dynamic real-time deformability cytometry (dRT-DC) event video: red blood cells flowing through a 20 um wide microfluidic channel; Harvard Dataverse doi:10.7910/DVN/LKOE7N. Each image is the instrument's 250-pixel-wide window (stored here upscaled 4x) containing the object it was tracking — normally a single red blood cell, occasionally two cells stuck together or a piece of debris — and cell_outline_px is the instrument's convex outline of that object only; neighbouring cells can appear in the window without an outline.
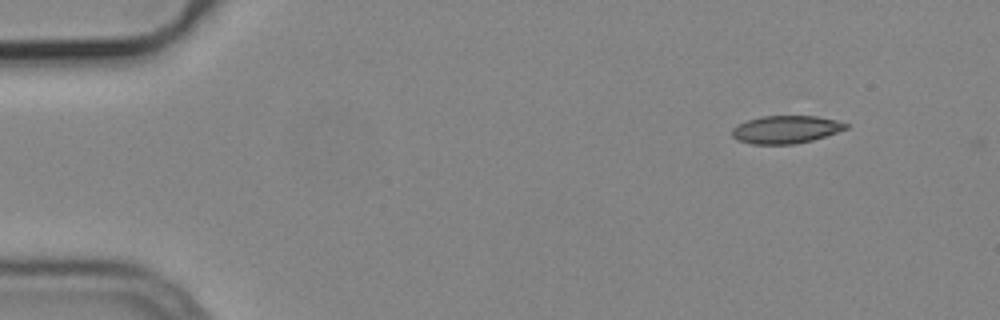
{"species": "common noctule bat (a hibernating species)", "species_latin": "Nyctalus noctula", "temperature_condition": "cold", "stored_images_in_passage": 49, "camera_frame_rate_fps": 3000, "um_per_image_px": 0.085, "animal": {"sex": "male", "body_mass_g": 19.2, "forearm_length_mm": 51.8}, "frame": {"image": 1, "passage_image": 1, "time_ms": 0.0, "image_size_px": [1000, 320], "cell_outline_px": [[848, 128], [812, 140], [792, 144], [752, 144], [740, 140], [732, 136], [732, 128], [736, 124], [760, 116], [816, 116], [836, 120], [848, 124]], "centroid_in_image_um": [66.77, 11.0], "position_along_channel_um": 18.2, "area_um2": 18.26}}
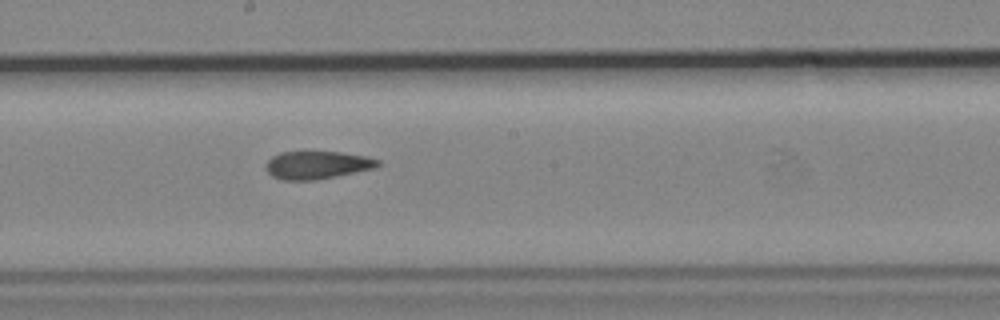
{"frame": {"image": 2, "passage_image": 25, "time_ms": 8.0, "image_size_px": [1000, 320], "cell_outline_px": [[380, 164], [376, 168], [316, 180], [280, 180], [272, 176], [264, 168], [264, 164], [272, 156], [280, 152], [340, 152], [368, 156], [380, 160]], "centroid_in_image_um": [26.95, 14.03], "position_along_channel_um": 221.3, "area_um2": 18.38}}
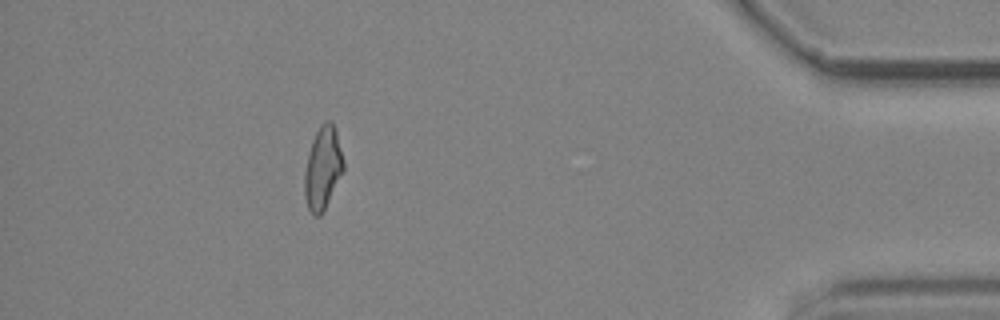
{"frame": {"image": 3, "passage_image": 44, "time_ms": 14.333, "image_size_px": [1000, 320], "cell_outline_px": [[344, 168], [320, 216], [312, 216], [308, 208], [304, 196], [304, 172], [308, 152], [312, 140], [320, 124], [324, 120], [332, 120], [336, 128], [344, 160]], "centroid_in_image_um": [27.42, 14.22], "position_along_channel_um": 407.8, "area_um2": 18.84}, "authors_computed_cell_mechanics": {"area_um2": 18.8428, "velocity_mm_per_s": 3.7851, "shape_relaxation_time_tau1_ms": null, "shape_relaxation_time_tau2_ms": 3.7482, "deformation_change_tau1": null, "deformation_change_tau2": 0.1126}}